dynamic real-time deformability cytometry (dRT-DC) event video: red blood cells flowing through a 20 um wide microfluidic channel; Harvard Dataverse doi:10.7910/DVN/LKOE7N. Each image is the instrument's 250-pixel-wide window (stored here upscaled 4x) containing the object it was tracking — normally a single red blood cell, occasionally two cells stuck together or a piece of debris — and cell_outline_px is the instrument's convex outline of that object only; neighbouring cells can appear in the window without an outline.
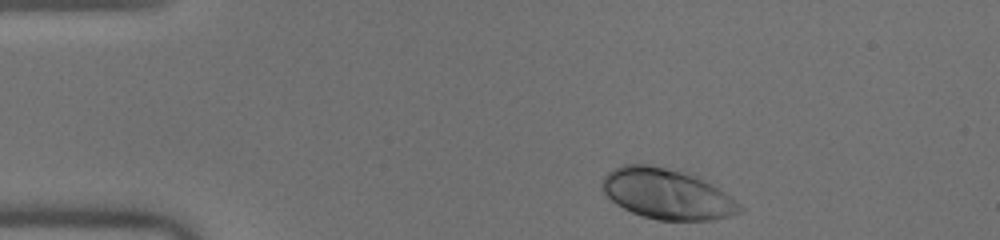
{"species": "human", "species_latin": "Homo sapiens", "temperature_condition": "warm", "stored_images_in_passage": 43, "camera_frame_rate_fps": 3000, "um_per_image_px": 0.085, "donor": {"sex": "male"}, "frame": {"image": 1, "passage_image": 1, "time_ms": 0.0, "image_size_px": [1000, 240], "cell_outline_px": [[744, 208], [740, 212], [732, 216], [712, 220], [656, 220], [632, 212], [616, 204], [604, 192], [600, 184], [604, 176], [608, 172], [624, 164], [648, 164], [680, 172], [692, 176], [724, 192], [740, 204]], "centroid_in_image_um": [56.66, 16.51], "position_along_channel_um": 28.3, "area_um2": 39.65}}
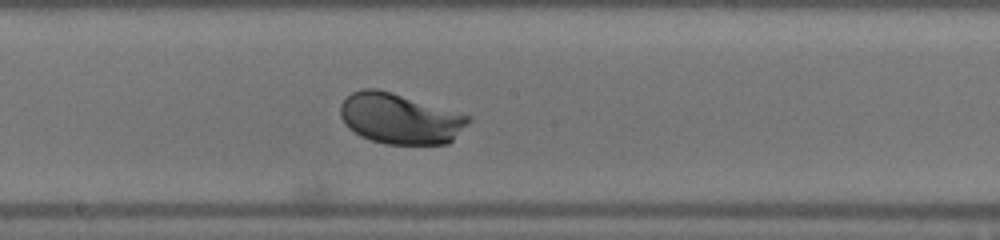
{"frame": {"image": 2, "passage_image": 20, "time_ms": 6.333, "image_size_px": [1000, 240], "cell_outline_px": [[472, 120], [448, 144], [384, 144], [360, 136], [348, 128], [344, 124], [340, 116], [340, 104], [352, 92], [360, 88], [376, 88], [472, 116]], "centroid_in_image_um": [33.98, 10.09], "position_along_channel_um": 214.2, "area_um2": 37.69}}
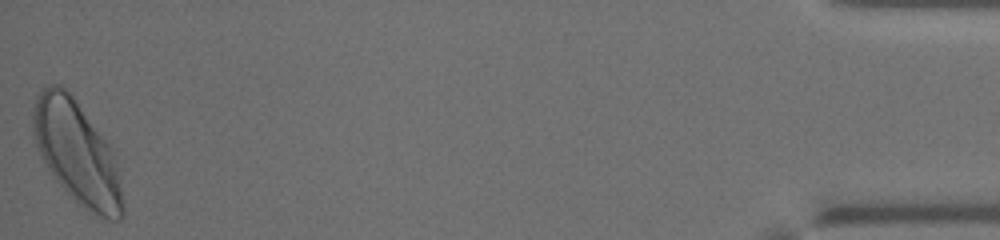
{"frame": {"image": 3, "passage_image": 43, "time_ms": 14.0, "image_size_px": [1000, 240], "cell_outline_px": [[124, 212], [120, 220], [108, 220], [96, 216], [88, 212], [48, 172], [36, 148], [32, 136], [32, 108], [36, 92], [40, 88], [48, 84], [60, 84], [72, 96], [108, 144], [120, 176], [124, 204]], "centroid_in_image_um": [6.48, 12.99], "position_along_channel_um": 428.7, "area_um2": 53.93}, "authors_computed_cell_mechanics": {"area_um2": 37.57, "velocity_mm_per_s": 3.9996, "shape_relaxation_time_tau1_ms": 1.3423, "shape_relaxation_time_tau2_ms": null, "deformation_change_tau1": 0.1345, "deformation_change_tau2": null}}